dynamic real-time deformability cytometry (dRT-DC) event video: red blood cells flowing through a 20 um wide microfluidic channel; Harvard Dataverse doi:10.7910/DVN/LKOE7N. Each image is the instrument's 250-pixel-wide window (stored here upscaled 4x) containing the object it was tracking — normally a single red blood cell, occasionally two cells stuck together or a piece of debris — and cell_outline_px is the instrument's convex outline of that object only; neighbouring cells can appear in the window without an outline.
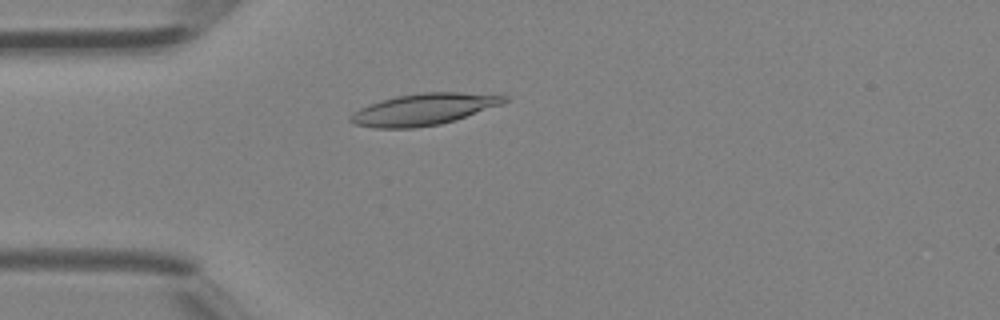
{"species": "Egyptian fruit bat (a non-hibernating species)", "species_latin": "Rousettus aegyptiacus", "temperature_condition": "room temperature", "stored_images_in_passage": 41, "camera_frame_rate_fps": 3000, "um_per_image_px": 0.085, "animal": {"sex": "female"}, "frame": {"image": 1, "passage_image": 11, "time_ms": 3.333, "image_size_px": [1000, 320], "cell_outline_px": [[508, 100], [504, 104], [456, 120], [440, 124], [416, 128], [376, 128], [352, 124], [348, 120], [352, 112], [368, 104], [380, 100], [396, 96], [424, 92], [460, 92], [508, 96]], "centroid_in_image_um": [36.0, 9.3], "position_along_channel_um": 49.0, "area_um2": 28.55}}
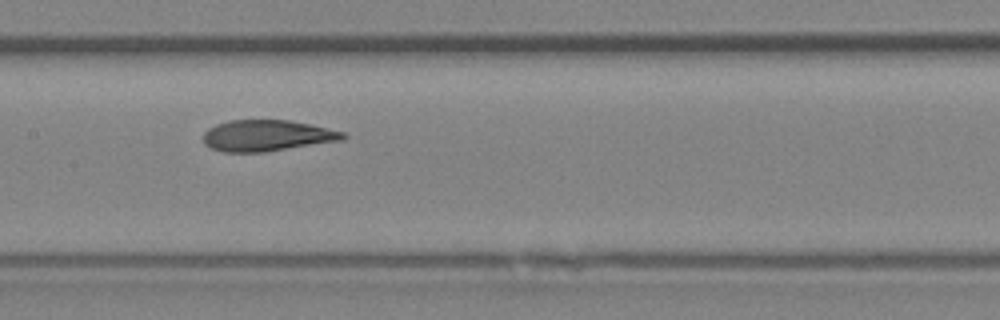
{"frame": {"image": 2, "passage_image": 20, "time_ms": 6.333, "image_size_px": [1000, 320], "cell_outline_px": [[348, 136], [344, 140], [264, 152], [224, 152], [212, 148], [204, 144], [204, 132], [208, 128], [216, 124], [228, 120], [288, 120], [308, 124], [344, 132]], "centroid_in_image_um": [22.68, 11.53], "position_along_channel_um": 184.7, "area_um2": 25.32}}
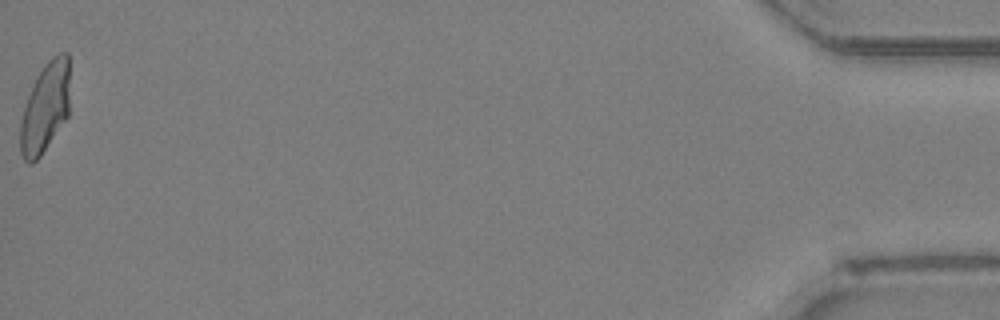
{"frame": {"image": 3, "passage_image": 41, "time_ms": 13.333, "image_size_px": [1000, 320], "cell_outline_px": [[68, 116], [40, 156], [32, 164], [28, 164], [24, 160], [20, 152], [20, 120], [32, 84], [36, 76], [44, 64], [56, 52], [68, 52]], "centroid_in_image_um": [3.82, 9.14], "position_along_channel_um": 431.4, "area_um2": 25.95}}